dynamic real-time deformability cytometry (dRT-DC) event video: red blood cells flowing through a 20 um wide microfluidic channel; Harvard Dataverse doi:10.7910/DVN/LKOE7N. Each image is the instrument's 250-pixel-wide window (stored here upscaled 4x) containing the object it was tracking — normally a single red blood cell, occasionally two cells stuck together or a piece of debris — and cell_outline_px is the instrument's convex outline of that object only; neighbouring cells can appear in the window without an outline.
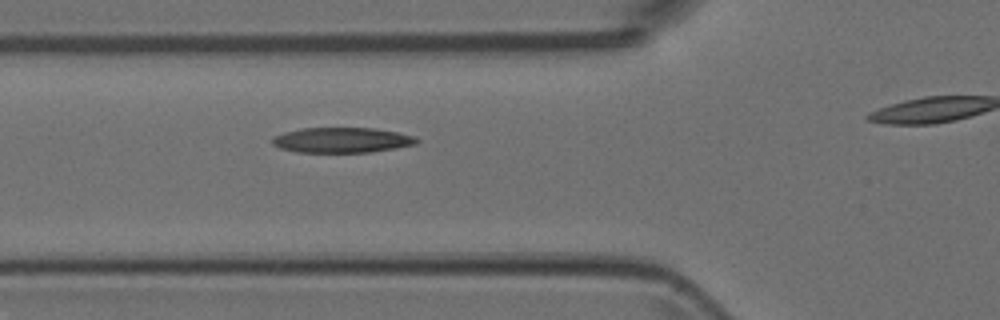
{"species": "Egyptian fruit bat (a non-hibernating species)", "species_latin": "Rousettus aegyptiacus", "temperature_condition": "room temperature", "stored_images_in_passage": 5, "segment_of_instrument_passage": [1, 2], "camera_frame_rate_fps": 3000, "um_per_image_px": 0.085, "animal": {"sex": "female"}, "frame": {"image": 1, "passage_image": 4, "time_ms": 1.0, "image_size_px": [1000, 320], "cell_outline_px": [[420, 140], [416, 144], [396, 148], [368, 152], [296, 152], [280, 148], [272, 144], [272, 140], [276, 136], [284, 132], [300, 128], [376, 128], [416, 136]], "centroid_in_image_um": [29.08, 11.9], "position_along_channel_um": 96.7, "area_um2": 21.21}}